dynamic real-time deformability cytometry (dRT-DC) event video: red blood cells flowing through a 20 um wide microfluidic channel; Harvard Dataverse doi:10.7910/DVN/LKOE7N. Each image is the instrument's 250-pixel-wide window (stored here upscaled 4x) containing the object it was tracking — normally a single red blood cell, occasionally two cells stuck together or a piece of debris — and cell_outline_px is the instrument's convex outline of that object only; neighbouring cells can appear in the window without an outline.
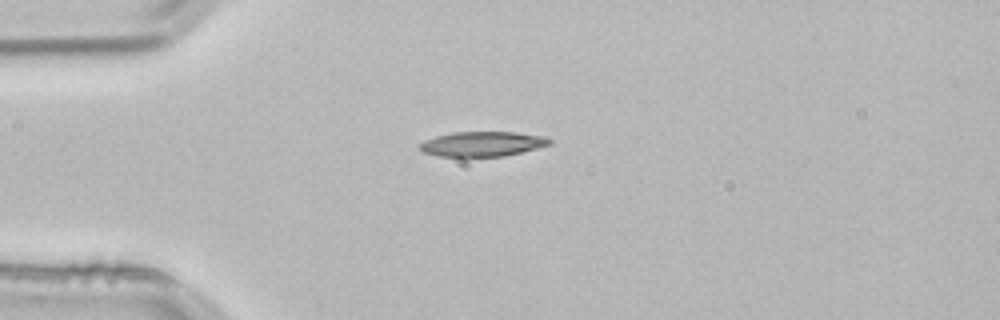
{"species": "common noctule bat (a hibernating species)", "species_latin": "Nyctalus noctula", "temperature_condition": "room temperature", "stored_images_in_passage": 1, "camera_frame_rate_fps": 3000, "um_per_image_px": 0.085, "animal": {"sex": "male", "body_mass_g": 21.5, "forearm_length_mm": 52.0}, "frame": {"image": 1, "passage_image": 1, "time_ms": 0.0, "image_size_px": [1000, 320], "cell_outline_px": [[552, 140], [548, 144], [536, 148], [504, 156], [440, 156], [424, 152], [416, 148], [424, 140], [436, 136], [452, 132], [516, 132], [548, 136]], "centroid_in_image_um": [40.99, 12.22], "position_along_channel_um": 44.0, "area_um2": 18.73}}